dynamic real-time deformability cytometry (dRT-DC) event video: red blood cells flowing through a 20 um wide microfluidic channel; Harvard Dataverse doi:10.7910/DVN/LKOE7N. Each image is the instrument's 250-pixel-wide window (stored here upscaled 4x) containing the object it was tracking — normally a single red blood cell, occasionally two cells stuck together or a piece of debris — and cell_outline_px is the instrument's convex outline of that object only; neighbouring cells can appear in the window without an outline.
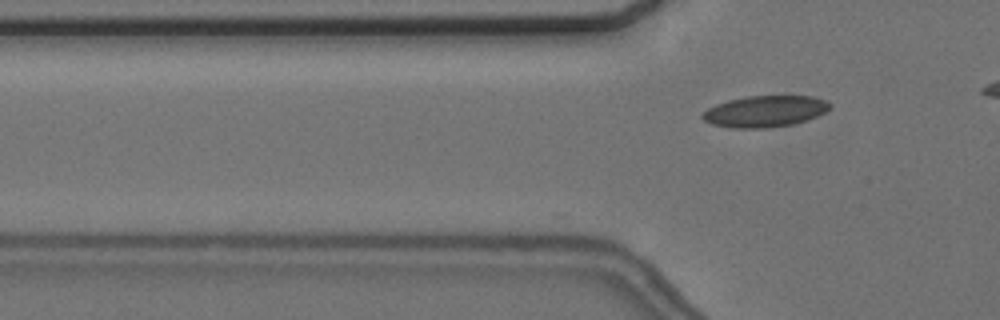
{"species": "common noctule bat (a hibernating species)", "species_latin": "Nyctalus noctula", "temperature_condition": "cold", "stored_images_in_passage": 10, "camera_frame_rate_fps": 3000, "um_per_image_px": 0.085, "animal": {"sex": "female", "body_mass_g": 24.6, "forearm_length_mm": 56.2}, "frame": {"image": 1, "passage_image": 10, "time_ms": 3.0, "image_size_px": [1000, 320], "cell_outline_px": [[832, 108], [816, 116], [792, 124], [768, 128], [732, 128], [712, 124], [704, 120], [700, 116], [700, 112], [716, 104], [728, 100], [748, 96], [812, 96], [824, 100], [832, 104]], "centroid_in_image_um": [64.98, 9.46], "position_along_channel_um": 60.8, "area_um2": 23.29}}